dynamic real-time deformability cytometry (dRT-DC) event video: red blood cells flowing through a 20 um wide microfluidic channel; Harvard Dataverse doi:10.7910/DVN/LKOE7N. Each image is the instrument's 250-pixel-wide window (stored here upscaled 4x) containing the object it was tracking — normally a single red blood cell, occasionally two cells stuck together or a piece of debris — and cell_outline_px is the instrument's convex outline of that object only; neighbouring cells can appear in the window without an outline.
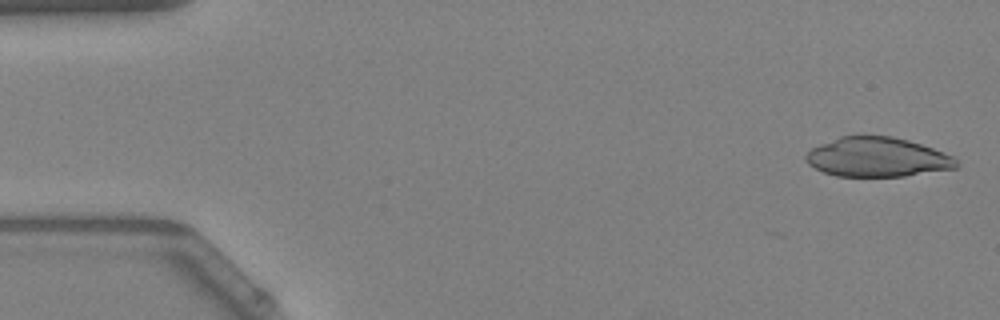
{"species": "Egyptian fruit bat (a non-hibernating species)", "species_latin": "Rousettus aegyptiacus", "temperature_condition": "warm", "stored_images_in_passage": 10, "camera_frame_rate_fps": 3000, "um_per_image_px": 0.085, "animal": {"sex": "female"}, "frame": {"image": 1, "passage_image": 2, "time_ms": 0.333, "image_size_px": [1000, 320], "cell_outline_px": [[960, 164], [956, 168], [904, 176], [836, 176], [824, 172], [808, 164], [804, 156], [812, 148], [820, 144], [840, 136], [860, 132], [892, 136], [908, 140], [944, 152], [952, 156]], "centroid_in_image_um": [74.55, 13.32], "position_along_channel_um": 10.5, "area_um2": 35.14}}